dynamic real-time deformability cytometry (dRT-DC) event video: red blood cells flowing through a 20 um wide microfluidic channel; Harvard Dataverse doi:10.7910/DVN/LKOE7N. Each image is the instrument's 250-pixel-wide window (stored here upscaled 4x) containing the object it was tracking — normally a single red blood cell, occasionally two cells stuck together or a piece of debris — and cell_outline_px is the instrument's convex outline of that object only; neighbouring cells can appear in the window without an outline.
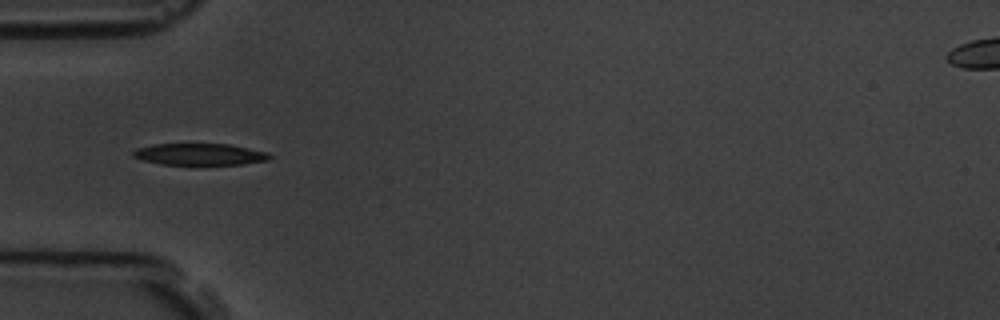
{"species": "common noctule bat (a hibernating species)", "species_latin": "Nyctalus noctula", "temperature_condition": "room temperature", "stored_images_in_passage": 9, "camera_frame_rate_fps": 3000, "um_per_image_px": 0.085, "animal": {"sex": "male", "body_mass_g": 19.5, "forearm_length_mm": 54.6}, "frame": {"image": 1, "passage_image": 3, "time_ms": 2.333, "image_size_px": [1000, 320], "cell_outline_px": [[272, 156], [268, 160], [244, 164], [160, 164], [144, 160], [132, 156], [132, 152], [136, 148], [152, 144], [228, 144], [268, 152]], "centroid_in_image_um": [16.97, 13.11], "position_along_channel_um": 68.0, "area_um2": 17.11}}
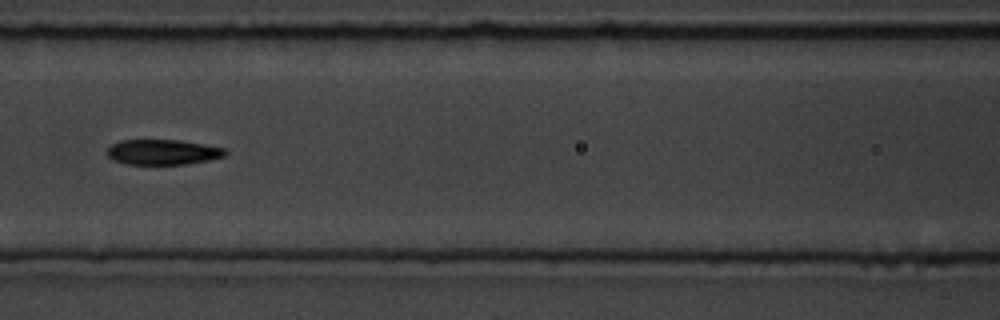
{"frame": {"image": 2, "passage_image": 5, "time_ms": 4.667, "image_size_px": [1000, 320], "cell_outline_px": [[228, 152], [224, 156], [208, 160], [188, 164], [124, 164], [112, 160], [108, 156], [108, 148], [112, 144], [120, 140], [180, 140], [204, 144], [224, 148]], "centroid_in_image_um": [13.83, 12.93], "position_along_channel_um": 152.8, "area_um2": 17.4}}
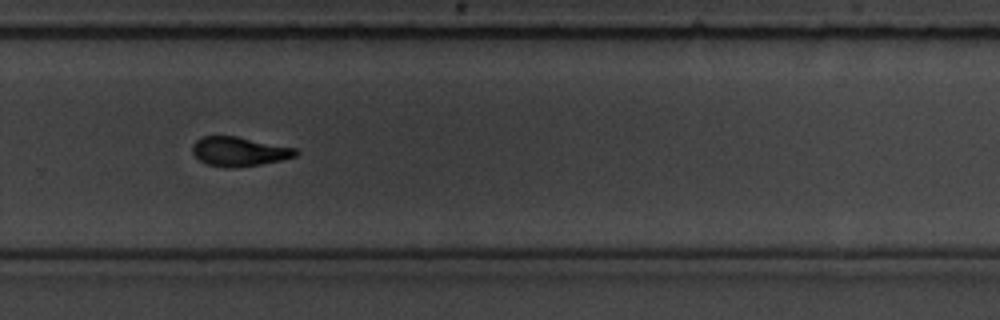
{"frame": {"image": 3, "passage_image": 9, "time_ms": 9.0, "image_size_px": [1000, 320], "cell_outline_px": [[300, 152], [296, 156], [280, 160], [260, 164], [232, 168], [224, 168], [208, 164], [200, 160], [192, 152], [192, 144], [196, 140], [204, 136], [236, 136], [296, 148]], "centroid_in_image_um": [20.32, 12.88], "position_along_channel_um": 309.5, "area_um2": 17.57}}